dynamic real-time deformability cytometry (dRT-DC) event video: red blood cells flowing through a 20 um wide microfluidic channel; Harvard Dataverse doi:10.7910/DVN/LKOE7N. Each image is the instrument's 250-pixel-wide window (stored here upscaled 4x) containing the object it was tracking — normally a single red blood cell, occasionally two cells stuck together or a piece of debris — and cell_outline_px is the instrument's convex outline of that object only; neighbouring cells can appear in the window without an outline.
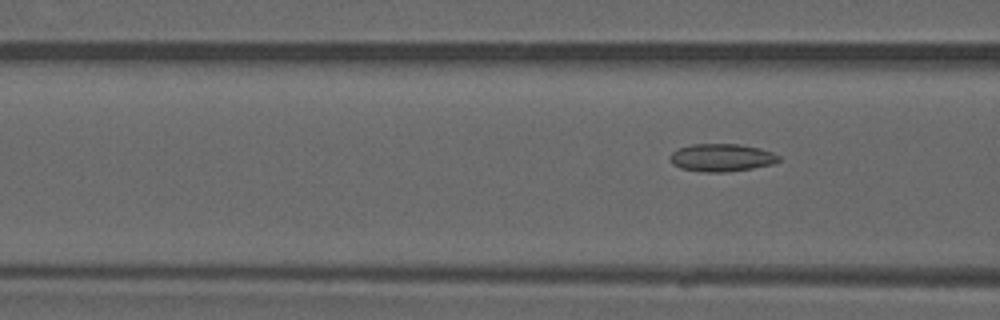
{"species": "common noctule bat (a hibernating species)", "species_latin": "Nyctalus noctula", "temperature_condition": "warm", "stored_images_in_passage": 3, "camera_frame_rate_fps": 3000, "um_per_image_px": 0.085, "animal": {"sex": "male", "forearm_length_mm": 52.5}, "frame": {"image": 1, "passage_image": 3, "time_ms": 2.333, "image_size_px": [1000, 320], "cell_outline_px": [[780, 160], [772, 164], [752, 168], [724, 172], [704, 172], [680, 168], [672, 164], [668, 160], [668, 156], [676, 148], [692, 144], [740, 144], [760, 148], [772, 152], [780, 156]], "centroid_in_image_um": [61.28, 13.39], "position_along_channel_um": 105.3, "area_um2": 17.74}}